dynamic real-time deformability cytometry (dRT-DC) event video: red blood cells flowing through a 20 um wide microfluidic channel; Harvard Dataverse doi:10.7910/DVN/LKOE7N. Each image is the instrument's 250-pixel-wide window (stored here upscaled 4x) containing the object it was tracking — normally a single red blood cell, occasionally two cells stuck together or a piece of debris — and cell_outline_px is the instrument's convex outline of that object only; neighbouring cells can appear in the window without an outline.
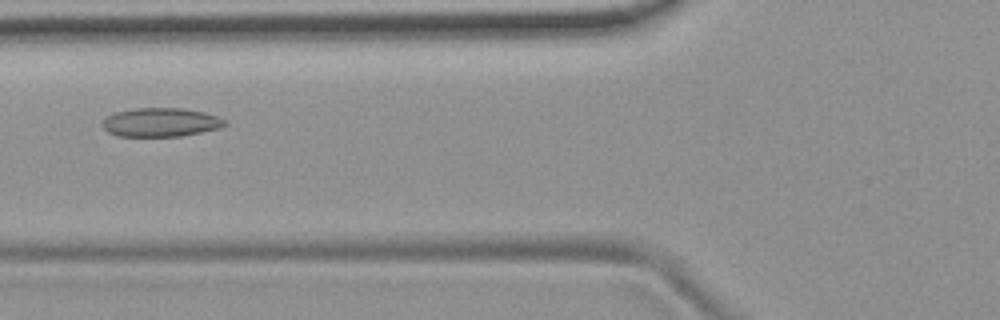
{"species": "common noctule bat (a hibernating species)", "species_latin": "Nyctalus noctula", "temperature_condition": "room temperature", "stored_images_in_passage": 8, "camera_frame_rate_fps": 3000, "um_per_image_px": 0.085, "animal": {"sex": "female", "body_mass_g": 19.9}, "frame": {"image": 1, "passage_image": 5, "time_ms": 5.333, "image_size_px": [1000, 320], "cell_outline_px": [[228, 124], [220, 128], [180, 136], [116, 136], [108, 132], [104, 128], [104, 120], [108, 116], [116, 112], [136, 108], [184, 108], [204, 112], [216, 116], [224, 120]], "centroid_in_image_um": [13.68, 10.39], "position_along_channel_um": 112.1, "area_um2": 20.35}}
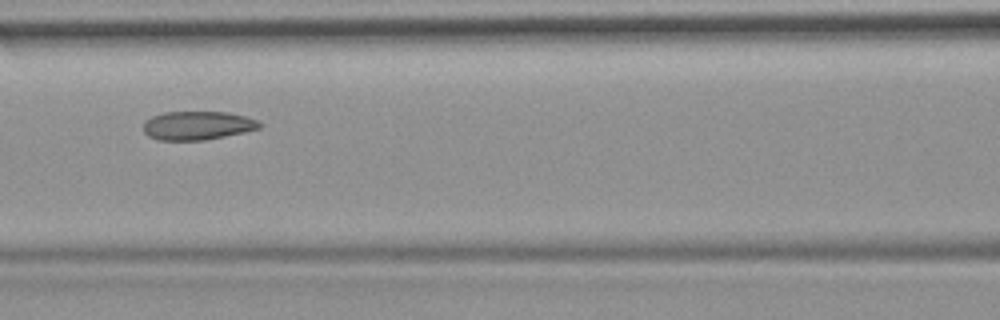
{"frame": {"image": 2, "passage_image": 6, "time_ms": 6.333, "image_size_px": [1000, 320], "cell_outline_px": [[264, 124], [260, 128], [244, 132], [204, 140], [160, 140], [148, 136], [144, 132], [144, 120], [152, 116], [164, 112], [228, 112], [244, 116], [256, 120]], "centroid_in_image_um": [16.78, 10.66], "position_along_channel_um": 149.8, "area_um2": 19.36}}
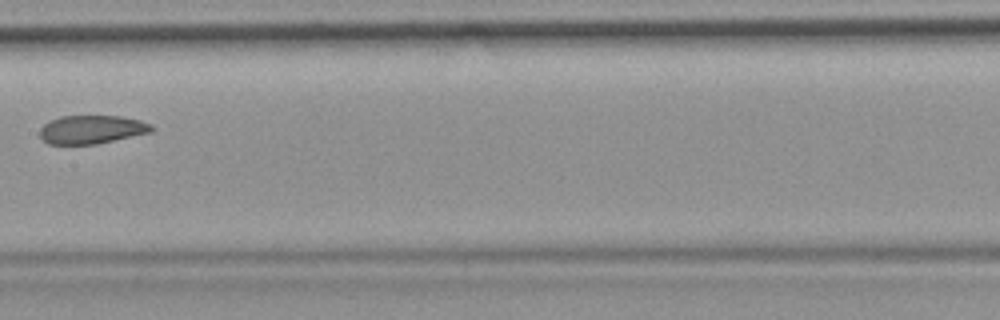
{"frame": {"image": 3, "passage_image": 7, "time_ms": 7.667, "image_size_px": [1000, 320], "cell_outline_px": [[156, 128], [152, 132], [96, 144], [48, 144], [40, 136], [40, 128], [48, 120], [60, 116], [120, 116], [140, 120], [152, 124]], "centroid_in_image_um": [7.81, 11.0], "position_along_channel_um": 199.6, "area_um2": 18.67}}